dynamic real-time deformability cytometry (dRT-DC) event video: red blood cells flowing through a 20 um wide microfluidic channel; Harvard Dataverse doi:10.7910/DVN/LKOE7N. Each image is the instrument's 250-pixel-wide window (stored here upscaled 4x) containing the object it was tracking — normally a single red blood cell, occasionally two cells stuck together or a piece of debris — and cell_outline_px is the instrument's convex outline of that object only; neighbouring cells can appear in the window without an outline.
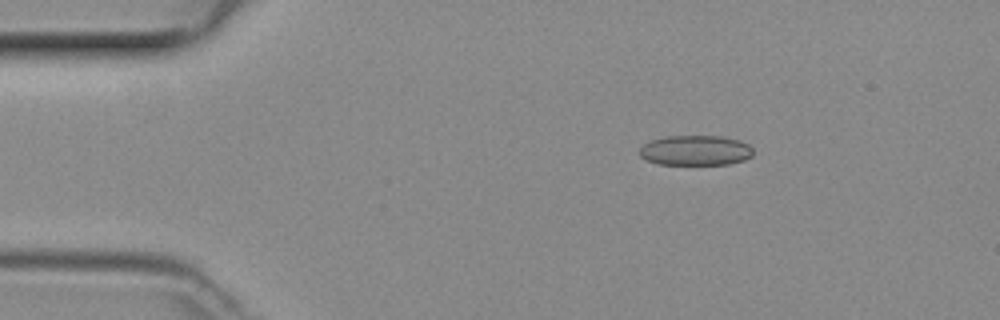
{"species": "common noctule bat (a hibernating species)", "species_latin": "Nyctalus noctula", "temperature_condition": "room temperature", "stored_images_in_passage": 42, "camera_frame_rate_fps": 3000, "um_per_image_px": 0.085, "animal": {"sex": "female", "body_mass_g": 29.2, "forearm_length_mm": 56.3}, "frame": {"image": 1, "passage_image": 1, "time_ms": 0.0, "image_size_px": [1000, 320], "cell_outline_px": [[752, 156], [744, 160], [728, 164], [656, 164], [640, 156], [636, 152], [644, 144], [652, 140], [664, 136], [720, 136], [740, 140], [748, 144], [752, 148]], "centroid_in_image_um": [59.1, 12.78], "position_along_channel_um": 25.9, "area_um2": 20.0}}
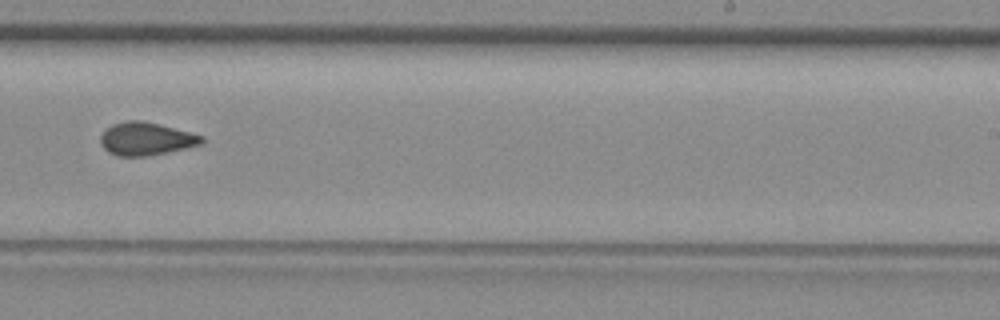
{"frame": {"image": 2, "passage_image": 23, "time_ms": 7.333, "image_size_px": [1000, 320], "cell_outline_px": [[204, 144], [168, 152], [148, 156], [116, 156], [108, 152], [100, 144], [100, 136], [112, 124], [128, 120], [140, 120], [204, 136]], "centroid_in_image_um": [12.41, 11.82], "position_along_channel_um": 276.6, "area_um2": 19.31}}
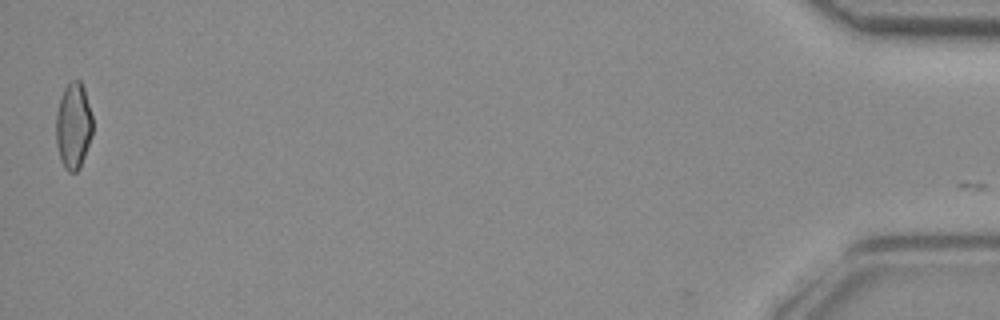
{"frame": {"image": 3, "passage_image": 41, "time_ms": 13.333, "image_size_px": [1000, 320], "cell_outline_px": [[92, 132], [80, 168], [76, 172], [68, 172], [64, 168], [60, 160], [56, 144], [56, 112], [64, 88], [72, 80], [80, 80], [84, 88], [92, 116]], "centroid_in_image_um": [6.22, 10.71], "position_along_channel_um": 429.0, "area_um2": 18.32}}